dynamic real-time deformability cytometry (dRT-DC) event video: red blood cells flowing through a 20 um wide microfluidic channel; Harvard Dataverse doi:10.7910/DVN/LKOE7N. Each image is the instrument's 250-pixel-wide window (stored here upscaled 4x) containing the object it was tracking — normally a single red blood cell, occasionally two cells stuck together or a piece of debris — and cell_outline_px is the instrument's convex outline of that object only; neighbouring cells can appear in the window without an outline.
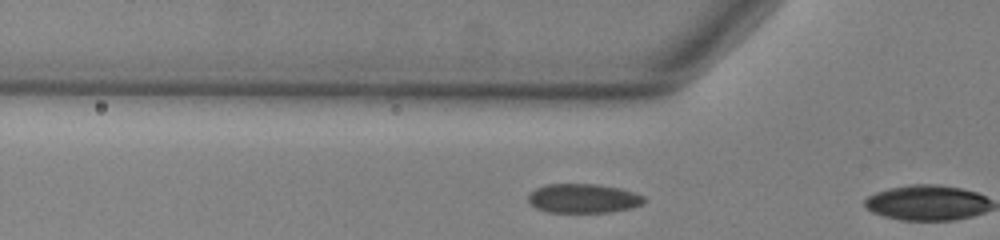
{"species": "common noctule bat (a hibernating species)", "species_latin": "Nyctalus noctula", "temperature_condition": "warm", "stored_images_in_passage": 15, "camera_frame_rate_fps": 3000, "um_per_image_px": 0.085, "animal": {"sex": "male", "body_mass_g": 13.0, "forearm_length_mm": 53.1}, "frame": {"image": 1, "passage_image": 14, "time_ms": 4.333, "image_size_px": [1000, 240], "cell_outline_px": [[648, 200], [644, 204], [632, 208], [608, 212], [548, 212], [536, 208], [528, 200], [528, 196], [536, 188], [548, 184], [596, 184], [620, 188], [644, 196]], "centroid_in_image_um": [49.63, 16.86], "position_along_channel_um": 76.2, "area_um2": 19.71}}